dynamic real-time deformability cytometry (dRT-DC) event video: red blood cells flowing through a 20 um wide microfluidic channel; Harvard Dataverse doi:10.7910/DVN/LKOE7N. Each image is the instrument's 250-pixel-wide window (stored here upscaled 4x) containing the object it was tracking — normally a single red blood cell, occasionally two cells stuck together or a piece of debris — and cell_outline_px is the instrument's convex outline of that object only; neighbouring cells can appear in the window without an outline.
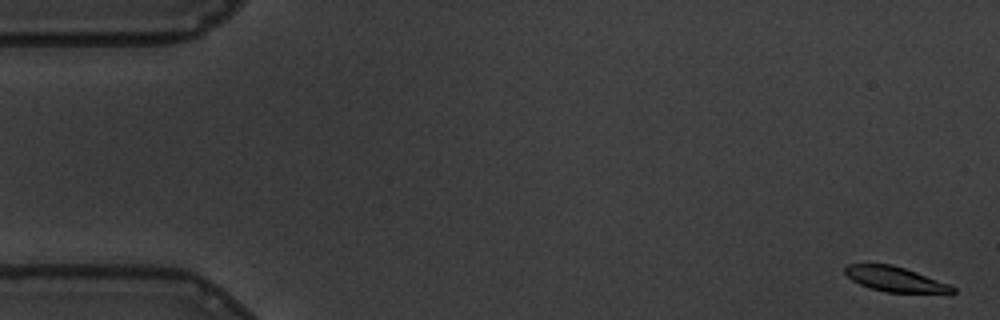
{"species": "common noctule bat (a hibernating species)", "species_latin": "Nyctalus noctula", "temperature_condition": "warm", "stored_images_in_passage": 12, "camera_frame_rate_fps": 3000, "um_per_image_px": 0.085, "animal": {"sex": "male", "body_mass_g": 19.5, "forearm_length_mm": 54.6}, "frame": {"image": 1, "passage_image": 1, "time_ms": 0.0, "image_size_px": [1000, 320], "cell_outline_px": [[956, 292], [884, 292], [860, 284], [852, 280], [844, 272], [844, 268], [848, 264], [892, 264], [916, 272], [948, 284], [956, 288]], "centroid_in_image_um": [76.03, 23.72], "position_along_channel_um": 9.0, "area_um2": 15.2}}